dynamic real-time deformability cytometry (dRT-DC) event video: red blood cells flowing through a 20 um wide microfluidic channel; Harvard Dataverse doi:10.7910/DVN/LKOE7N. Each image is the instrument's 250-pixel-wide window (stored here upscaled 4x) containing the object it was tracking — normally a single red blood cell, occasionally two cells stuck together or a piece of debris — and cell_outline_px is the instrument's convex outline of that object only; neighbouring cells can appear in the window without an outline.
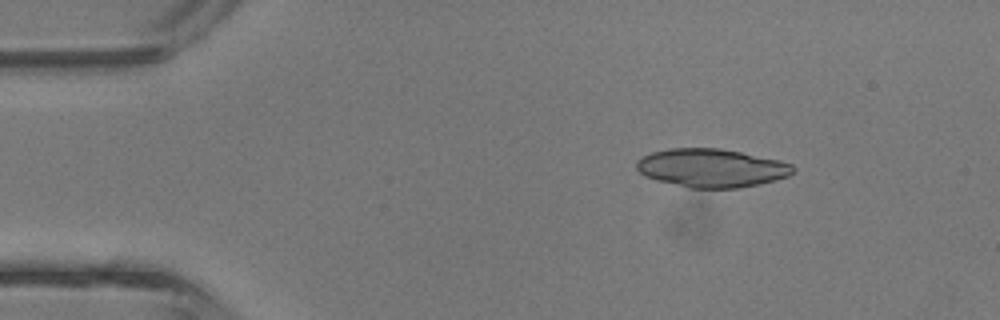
{"species": "common noctule bat (a hibernating species)", "species_latin": "Nyctalus noctula", "temperature_condition": "room temperature", "stored_images_in_passage": 15, "camera_frame_rate_fps": 3000, "um_per_image_px": 0.085, "animal": {"sex": "male", "body_mass_g": 13.3}, "frame": {"image": 1, "passage_image": 6, "time_ms": 1.667, "image_size_px": [1000, 320], "cell_outline_px": [[796, 168], [788, 176], [776, 180], [760, 184], [736, 188], [688, 188], [656, 180], [644, 176], [636, 168], [636, 160], [652, 152], [668, 148], [720, 148], [780, 160], [792, 164]], "centroid_in_image_um": [60.47, 14.28], "position_along_channel_um": 24.5, "area_um2": 35.2}}